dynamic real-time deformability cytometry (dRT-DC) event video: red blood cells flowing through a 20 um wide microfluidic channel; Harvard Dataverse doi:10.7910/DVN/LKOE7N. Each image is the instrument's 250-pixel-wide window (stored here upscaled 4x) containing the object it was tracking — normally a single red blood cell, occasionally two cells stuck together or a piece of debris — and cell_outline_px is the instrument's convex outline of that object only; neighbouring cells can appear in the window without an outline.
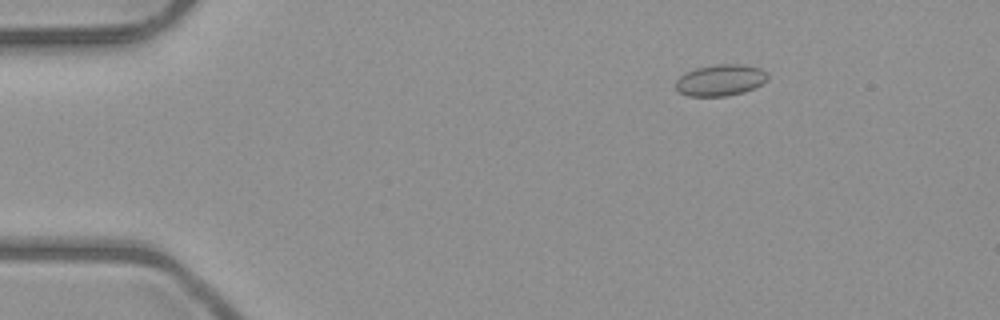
{"species": "common noctule bat (a hibernating species)", "species_latin": "Nyctalus noctula", "temperature_condition": "room temperature", "stored_images_in_passage": 6, "camera_frame_rate_fps": 3000, "um_per_image_px": 0.085, "animal": {"sex": "male", "body_mass_g": 23.1, "forearm_length_mm": 52.7}, "frame": {"image": 1, "passage_image": 3, "time_ms": 2.333, "image_size_px": [1000, 320], "cell_outline_px": [[768, 80], [756, 88], [744, 92], [728, 96], [688, 96], [680, 92], [676, 88], [676, 80], [684, 72], [696, 68], [716, 64], [744, 64], [760, 68], [768, 72]], "centroid_in_image_um": [61.28, 6.81], "position_along_channel_um": 23.7, "area_um2": 17.11}}
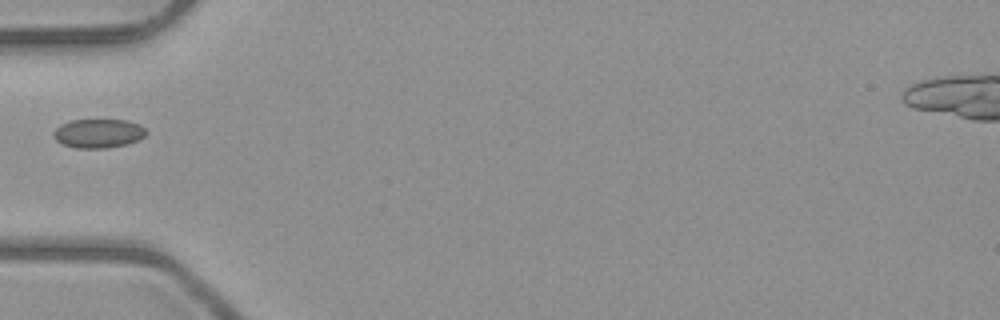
{"frame": {"image": 2, "passage_image": 5, "time_ms": 5.667, "image_size_px": [1000, 320], "cell_outline_px": [[148, 132], [140, 140], [124, 144], [104, 148], [76, 148], [64, 144], [56, 140], [52, 136], [52, 132], [60, 124], [68, 120], [128, 120], [140, 124]], "centroid_in_image_um": [8.35, 11.32], "position_along_channel_um": 76.6, "area_um2": 15.72}}
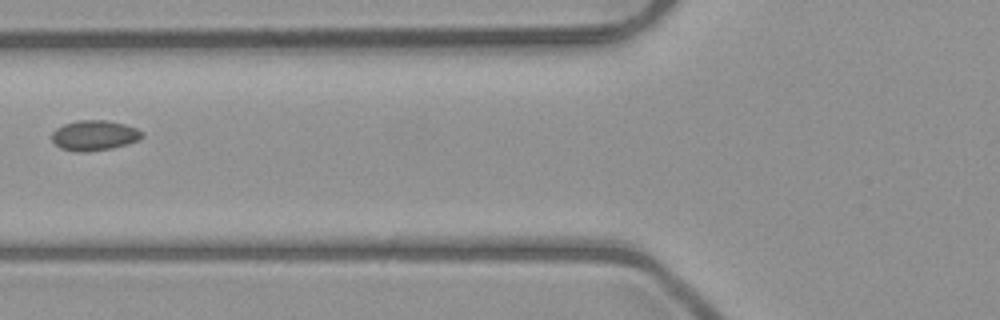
{"frame": {"image": 3, "passage_image": 6, "time_ms": 6.667, "image_size_px": [1000, 320], "cell_outline_px": [[144, 136], [136, 140], [112, 148], [88, 152], [76, 152], [60, 148], [52, 140], [52, 132], [56, 128], [64, 124], [76, 120], [108, 120], [124, 124], [136, 128], [144, 132]], "centroid_in_image_um": [7.99, 11.5], "position_along_channel_um": 117.8, "area_um2": 15.9}}